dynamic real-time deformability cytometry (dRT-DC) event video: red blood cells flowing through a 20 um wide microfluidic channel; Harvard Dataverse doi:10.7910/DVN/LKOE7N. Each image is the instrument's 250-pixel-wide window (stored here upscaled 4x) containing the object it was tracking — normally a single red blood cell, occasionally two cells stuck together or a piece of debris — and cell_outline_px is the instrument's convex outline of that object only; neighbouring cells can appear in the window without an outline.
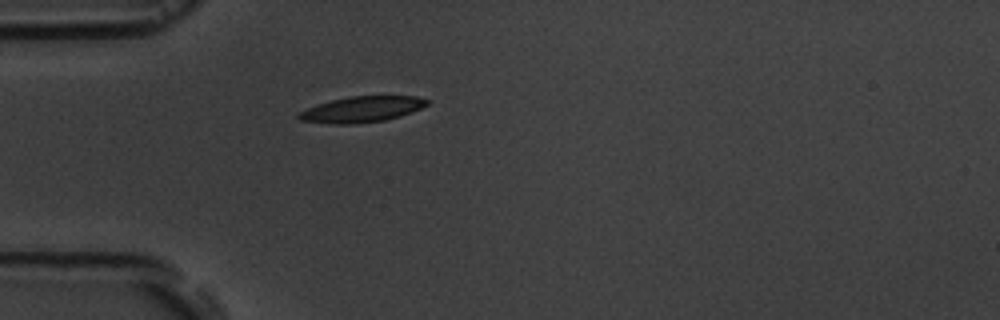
{"species": "common noctule bat (a hibernating species)", "species_latin": "Nyctalus noctula", "temperature_condition": "room temperature", "stored_images_in_passage": 1, "camera_frame_rate_fps": 3000, "um_per_image_px": 0.085, "animal": {"sex": "male", "body_mass_g": 19.5, "forearm_length_mm": 54.6}, "frame": {"image": 1, "passage_image": 1, "time_ms": 0.0, "image_size_px": [1000, 320], "cell_outline_px": [[428, 104], [420, 108], [400, 116], [384, 120], [352, 124], [332, 124], [300, 120], [296, 116], [300, 112], [308, 108], [332, 100], [348, 96], [416, 96], [428, 100]], "centroid_in_image_um": [30.75, 9.29], "position_along_channel_um": 54.3, "area_um2": 19.02}}